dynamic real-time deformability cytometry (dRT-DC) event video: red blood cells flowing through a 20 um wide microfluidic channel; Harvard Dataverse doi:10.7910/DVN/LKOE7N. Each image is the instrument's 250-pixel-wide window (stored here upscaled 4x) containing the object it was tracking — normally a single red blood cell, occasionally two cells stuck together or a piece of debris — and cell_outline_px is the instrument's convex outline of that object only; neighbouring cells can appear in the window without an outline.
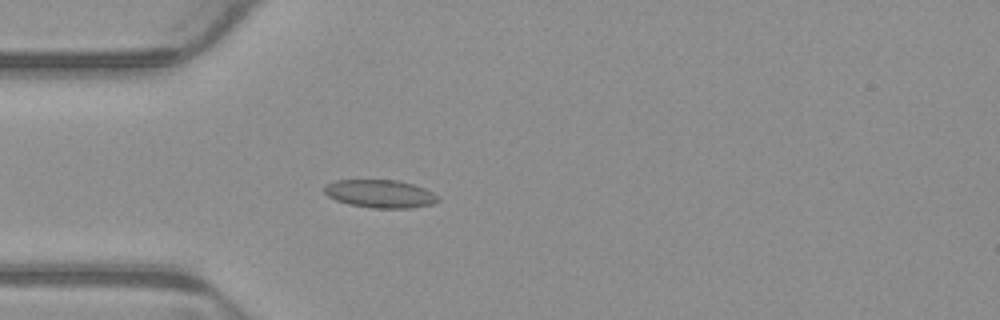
{"species": "common noctule bat (a hibernating species)", "species_latin": "Nyctalus noctula", "temperature_condition": "warm", "stored_images_in_passage": 4, "camera_frame_rate_fps": 3000, "um_per_image_px": 0.085, "animal": {"sex": "male", "body_mass_g": 23.1, "forearm_length_mm": 52.7}, "frame": {"image": 1, "passage_image": 4, "time_ms": 1.0, "image_size_px": [1000, 320], "cell_outline_px": [[440, 200], [432, 204], [412, 208], [372, 208], [348, 204], [336, 200], [328, 196], [324, 192], [324, 188], [328, 184], [336, 180], [396, 180], [412, 184], [424, 188], [440, 196]], "centroid_in_image_um": [32.34, 16.48], "position_along_channel_um": 52.7, "area_um2": 18.55}}